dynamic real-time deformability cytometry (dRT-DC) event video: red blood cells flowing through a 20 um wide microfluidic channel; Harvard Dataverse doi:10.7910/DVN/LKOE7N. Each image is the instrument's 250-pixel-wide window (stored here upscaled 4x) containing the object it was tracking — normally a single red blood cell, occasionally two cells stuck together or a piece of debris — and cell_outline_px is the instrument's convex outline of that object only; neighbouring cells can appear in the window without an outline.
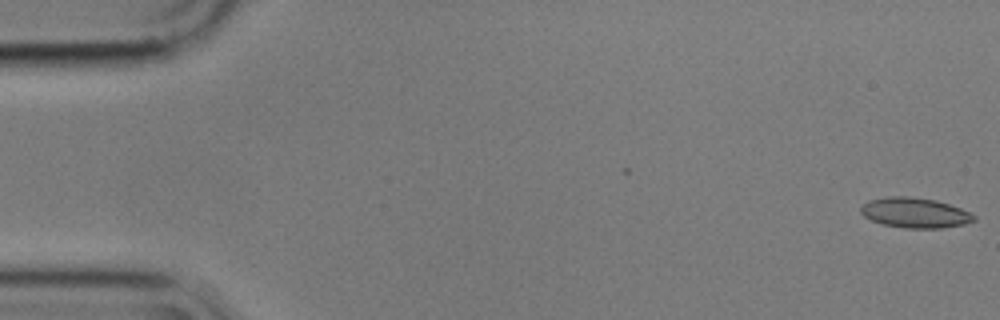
{"species": "common noctule bat (a hibernating species)", "species_latin": "Nyctalus noctula", "temperature_condition": "cold", "stored_images_in_passage": 51, "camera_frame_rate_fps": 3000, "um_per_image_px": 0.085, "animal": {"sex": "male", "body_mass_g": 17.9}, "frame": {"image": 1, "passage_image": 1, "time_ms": 0.0, "image_size_px": [1000, 320], "cell_outline_px": [[976, 220], [964, 224], [944, 228], [904, 228], [884, 224], [872, 220], [864, 216], [860, 212], [860, 208], [868, 200], [888, 196], [908, 196], [936, 200], [960, 208], [976, 216]], "centroid_in_image_um": [77.77, 18.08], "position_along_channel_um": 7.2, "area_um2": 19.83}}
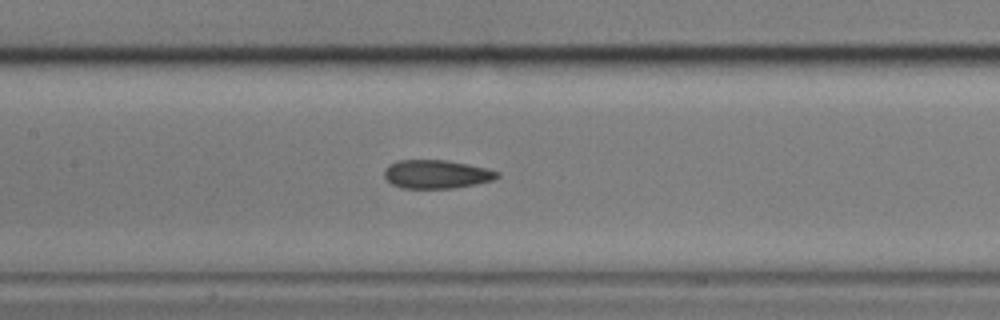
{"frame": {"image": 2, "passage_image": 26, "time_ms": 8.333, "image_size_px": [1000, 320], "cell_outline_px": [[500, 176], [492, 180], [452, 188], [400, 188], [392, 184], [384, 176], [384, 168], [388, 164], [396, 160], [444, 160], [468, 164], [488, 168], [500, 172]], "centroid_in_image_um": [37.07, 14.79], "position_along_channel_um": 170.3, "area_um2": 18.79}}
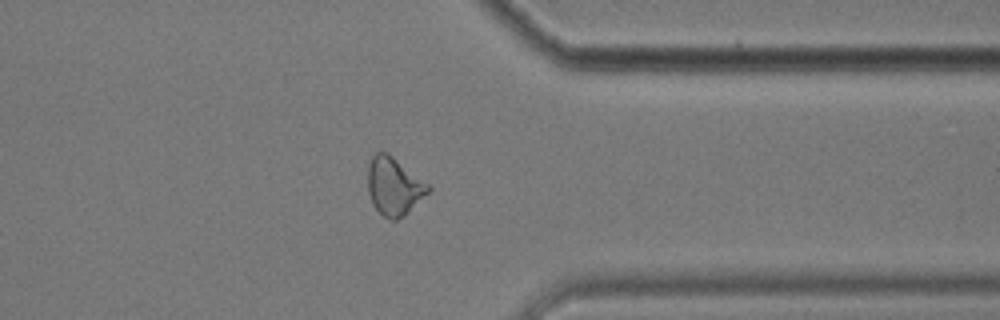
{"frame": {"image": 3, "passage_image": 44, "time_ms": 14.333, "image_size_px": [1000, 320], "cell_outline_px": [[432, 188], [404, 216], [396, 220], [392, 220], [384, 216], [372, 204], [368, 192], [368, 164], [372, 156], [376, 152], [388, 152], [428, 184]], "centroid_in_image_um": [33.47, 15.82], "position_along_channel_um": 377.9, "area_um2": 20.17}, "authors_computed_cell_mechanics": {"area_um2": 19.4208, "velocity_mm_per_s": 3.5706, "shape_relaxation_time_tau1_ms": null, "shape_relaxation_time_tau2_ms": 2.4746, "deformation_change_tau1": null, "deformation_change_tau2": 0.0984}}